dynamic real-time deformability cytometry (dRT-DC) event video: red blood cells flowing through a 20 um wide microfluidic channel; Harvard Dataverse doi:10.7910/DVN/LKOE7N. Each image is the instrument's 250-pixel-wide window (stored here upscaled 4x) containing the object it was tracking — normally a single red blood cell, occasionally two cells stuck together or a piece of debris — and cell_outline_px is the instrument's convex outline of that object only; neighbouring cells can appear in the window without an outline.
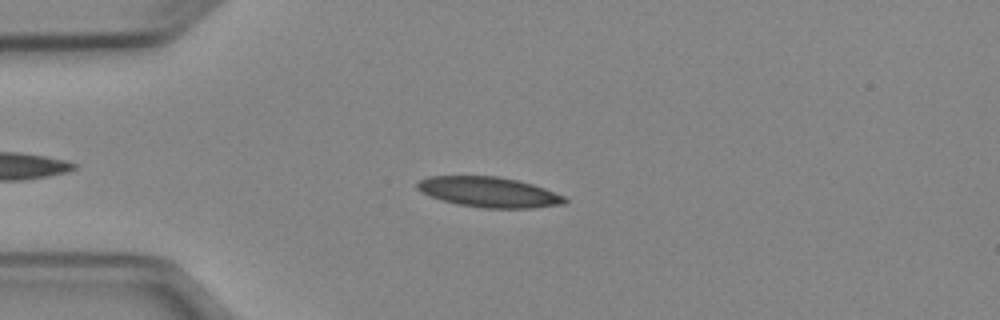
{"species": "Egyptian fruit bat (a non-hibernating species)", "species_latin": "Rousettus aegyptiacus", "temperature_condition": "cold", "stored_images_in_passage": 42, "camera_frame_rate_fps": 3000, "um_per_image_px": 0.085, "animal": {"sex": "female"}, "frame": {"image": 1, "passage_image": 8, "time_ms": 2.333, "image_size_px": [1000, 320], "cell_outline_px": [[568, 200], [564, 204], [532, 208], [484, 208], [456, 204], [420, 192], [416, 188], [416, 184], [420, 180], [428, 176], [500, 176], [532, 184], [544, 188], [564, 196]], "centroid_in_image_um": [41.55, 16.32], "position_along_channel_um": 43.4, "area_um2": 25.95}}
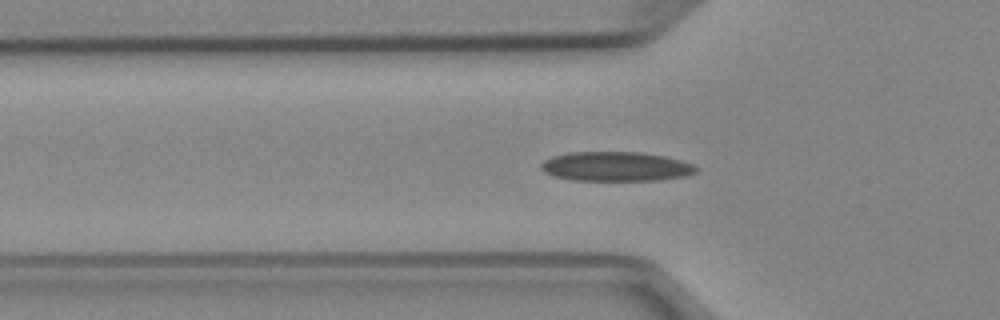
{"frame": {"image": 2, "passage_image": 12, "time_ms": 3.667, "image_size_px": [1000, 320], "cell_outline_px": [[696, 172], [684, 176], [656, 180], [572, 180], [552, 176], [544, 172], [540, 168], [540, 164], [544, 160], [552, 156], [568, 152], [640, 152], [664, 156], [680, 160], [692, 164], [696, 168]], "centroid_in_image_um": [52.28, 14.15], "position_along_channel_um": 73.5, "area_um2": 26.53}}
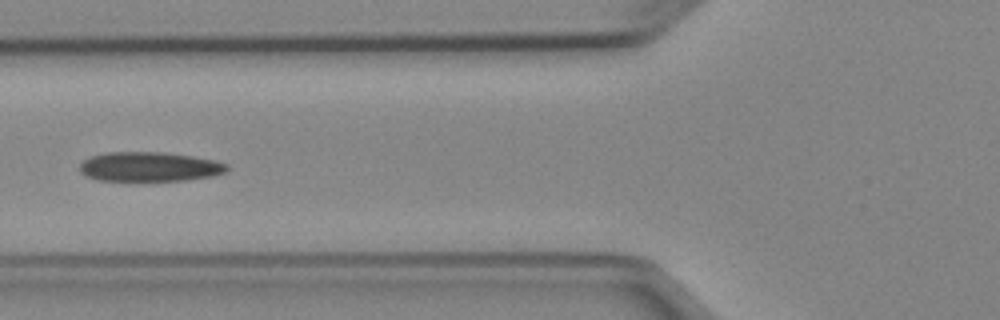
{"frame": {"image": 3, "passage_image": 15, "time_ms": 4.667, "image_size_px": [1000, 320], "cell_outline_px": [[228, 168], [224, 172], [212, 176], [184, 180], [96, 180], [80, 172], [80, 164], [84, 160], [92, 156], [108, 152], [164, 152], [192, 156], [216, 160], [228, 164]], "centroid_in_image_um": [12.72, 14.16], "position_along_channel_um": 113.1, "area_um2": 25.09}, "authors_computed_cell_mechanics": {"area_um2": 25.4898, "velocity_mm_per_s": 3.9339, "shape_relaxation_time_tau1_ms": null, "shape_relaxation_time_tau2_ms": 10.8906, "deformation_change_tau1": null, "deformation_change_tau2": 0.1865}}